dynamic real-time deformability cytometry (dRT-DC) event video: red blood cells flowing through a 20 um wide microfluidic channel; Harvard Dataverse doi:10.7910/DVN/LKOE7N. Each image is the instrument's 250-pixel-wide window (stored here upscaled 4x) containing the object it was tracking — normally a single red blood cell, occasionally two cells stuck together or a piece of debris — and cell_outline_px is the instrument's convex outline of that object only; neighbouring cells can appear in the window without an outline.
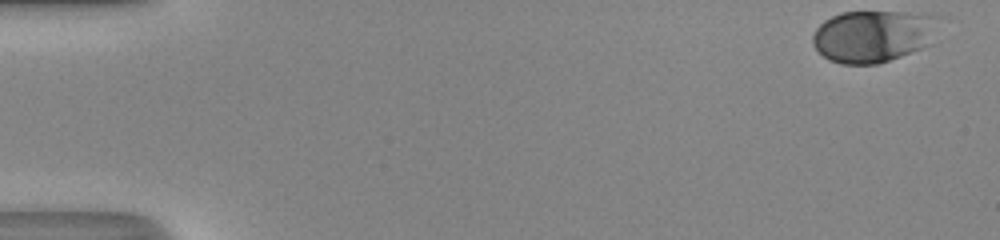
{"species": "human", "species_latin": "Homo sapiens", "temperature_condition": "room temperature", "stored_images_in_passage": 48, "camera_frame_rate_fps": 3000, "um_per_image_px": 0.085, "donor": {"sex": "male"}, "frame": {"image": 1, "passage_image": 1, "time_ms": 0.0, "image_size_px": [1000, 240], "cell_outline_px": [[940, 16], [920, 48], [900, 56], [876, 64], [840, 64], [828, 60], [812, 44], [812, 36], [816, 28], [824, 20], [840, 12], [904, 12]], "centroid_in_image_um": [74.07, 3.06], "position_along_channel_um": 10.9, "area_um2": 37.22}}
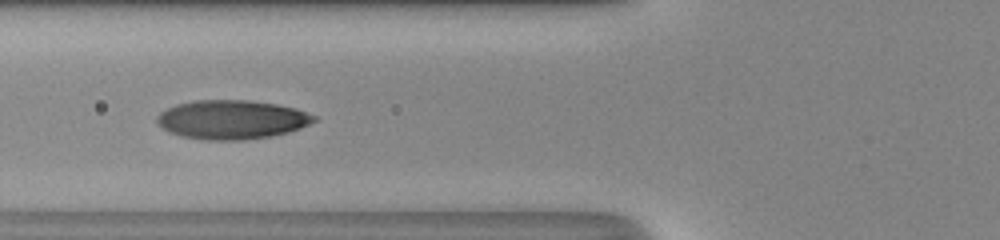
{"frame": {"image": 2, "passage_image": 18, "time_ms": 5.667, "image_size_px": [1000, 240], "cell_outline_px": [[316, 120], [300, 128], [288, 132], [272, 136], [240, 140], [208, 140], [180, 136], [164, 128], [156, 120], [156, 116], [160, 112], [176, 104], [196, 100], [248, 100], [276, 104], [296, 108], [316, 116]], "centroid_in_image_um": [19.71, 10.16], "position_along_channel_um": 106.1, "area_um2": 35.49}}
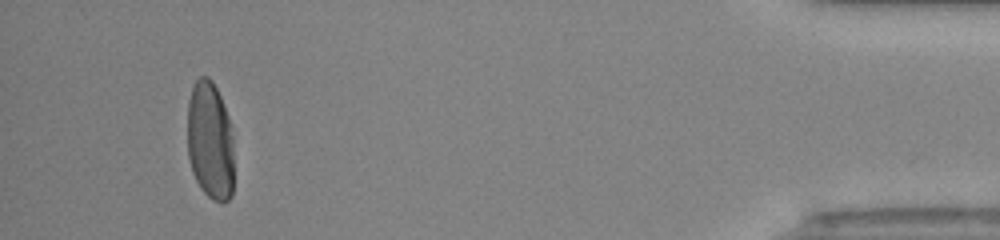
{"frame": {"image": 3, "passage_image": 45, "time_ms": 14.667, "image_size_px": [1000, 240], "cell_outline_px": [[232, 196], [228, 200], [220, 204], [212, 200], [200, 188], [192, 172], [188, 156], [188, 100], [192, 88], [196, 80], [200, 76], [208, 76], [212, 80], [220, 96], [228, 116], [232, 136]], "centroid_in_image_um": [17.84, 11.98], "position_along_channel_um": 417.4, "area_um2": 32.14}, "authors_computed_cell_mechanics": {"area_um2": 34.4199, "velocity_mm_per_s": 4.22, "shape_relaxation_time_tau1_ms": 3.5317, "shape_relaxation_time_tau2_ms": null, "deformation_change_tau1": 0.2178, "deformation_change_tau2": null}}